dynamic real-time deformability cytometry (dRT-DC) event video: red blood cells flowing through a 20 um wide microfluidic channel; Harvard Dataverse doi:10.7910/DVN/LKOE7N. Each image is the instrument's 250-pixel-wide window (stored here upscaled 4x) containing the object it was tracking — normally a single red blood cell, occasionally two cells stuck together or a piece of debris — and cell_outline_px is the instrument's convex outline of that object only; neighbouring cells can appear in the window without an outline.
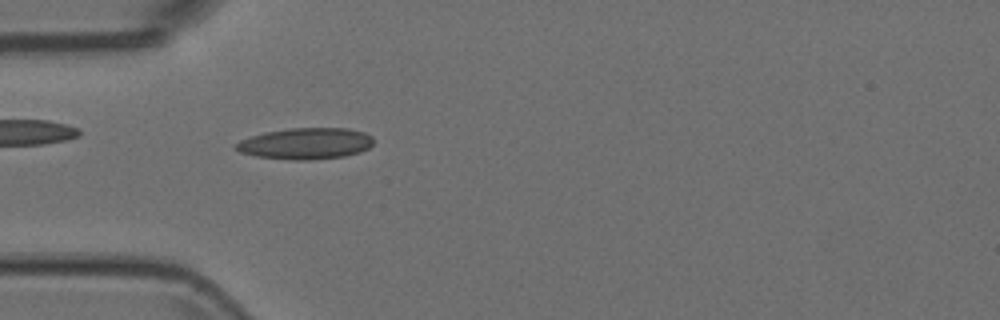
{"species": "Egyptian fruit bat (a non-hibernating species)", "species_latin": "Rousettus aegyptiacus", "temperature_condition": "room temperature", "stored_images_in_passage": 36, "camera_frame_rate_fps": 3000, "um_per_image_px": 0.085, "animal": {"sex": "female"}, "frame": {"image": 1, "passage_image": 4, "time_ms": 1.0, "image_size_px": [1000, 320], "cell_outline_px": [[372, 144], [368, 148], [360, 152], [344, 156], [312, 160], [288, 160], [256, 156], [240, 152], [232, 144], [240, 140], [264, 132], [292, 128], [348, 128], [364, 132], [372, 136]], "centroid_in_image_um": [25.97, 12.2], "position_along_channel_um": 59.0, "area_um2": 25.2}}
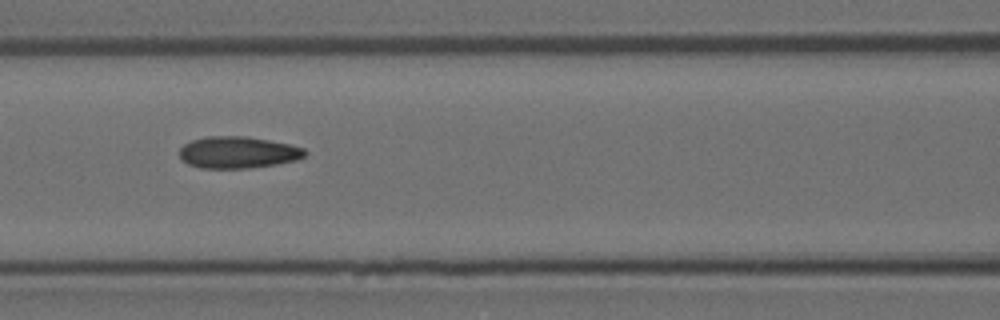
{"frame": {"image": 2, "passage_image": 11, "time_ms": 3.333, "image_size_px": [1000, 320], "cell_outline_px": [[308, 152], [304, 156], [296, 160], [276, 164], [248, 168], [200, 168], [188, 164], [180, 156], [180, 148], [184, 144], [192, 140], [208, 136], [248, 136], [292, 144], [304, 148]], "centroid_in_image_um": [20.25, 12.94], "position_along_channel_um": 146.3, "area_um2": 23.29}}
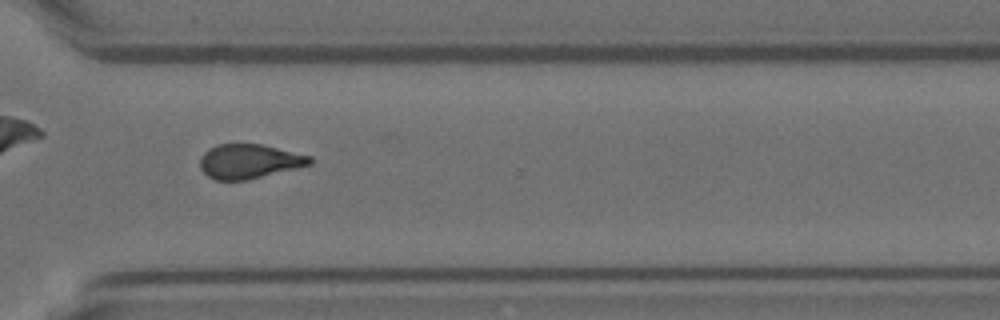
{"frame": {"image": 3, "passage_image": 27, "time_ms": 8.667, "image_size_px": [1000, 320], "cell_outline_px": [[312, 164], [248, 180], [216, 180], [208, 176], [200, 168], [200, 156], [208, 148], [216, 144], [260, 144], [312, 156]], "centroid_in_image_um": [21.16, 13.71], "position_along_channel_um": 349.4, "area_um2": 22.02}}